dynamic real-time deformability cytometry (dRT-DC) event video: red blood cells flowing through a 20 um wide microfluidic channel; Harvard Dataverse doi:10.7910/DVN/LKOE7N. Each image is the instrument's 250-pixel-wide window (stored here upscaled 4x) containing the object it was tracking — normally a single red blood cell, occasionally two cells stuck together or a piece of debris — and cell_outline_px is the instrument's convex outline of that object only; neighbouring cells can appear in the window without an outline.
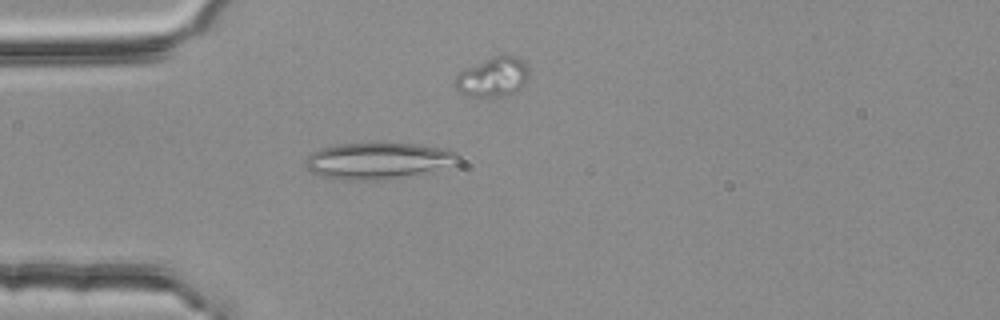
{"species": "common noctule bat (a hibernating species)", "species_latin": "Nyctalus noctula", "temperature_condition": "room temperature", "stored_images_in_passage": 3, "segment_of_instrument_passage": [1, 2], "camera_frame_rate_fps": 3000, "um_per_image_px": 0.085, "animal": {"sex": "female", "body_mass_g": 25.1}, "frame": {"image": 1, "passage_image": 1, "time_ms": 0.0, "image_size_px": [1000, 320], "cell_outline_px": [[460, 156], [428, 168], [416, 172], [384, 180], [348, 180], [320, 176], [312, 172], [308, 168], [308, 156], [312, 152], [320, 148], [336, 144], [372, 140], [416, 144], [448, 148], [456, 152]], "centroid_in_image_um": [31.93, 13.58], "position_along_channel_um": 53.1, "area_um2": 31.73}}